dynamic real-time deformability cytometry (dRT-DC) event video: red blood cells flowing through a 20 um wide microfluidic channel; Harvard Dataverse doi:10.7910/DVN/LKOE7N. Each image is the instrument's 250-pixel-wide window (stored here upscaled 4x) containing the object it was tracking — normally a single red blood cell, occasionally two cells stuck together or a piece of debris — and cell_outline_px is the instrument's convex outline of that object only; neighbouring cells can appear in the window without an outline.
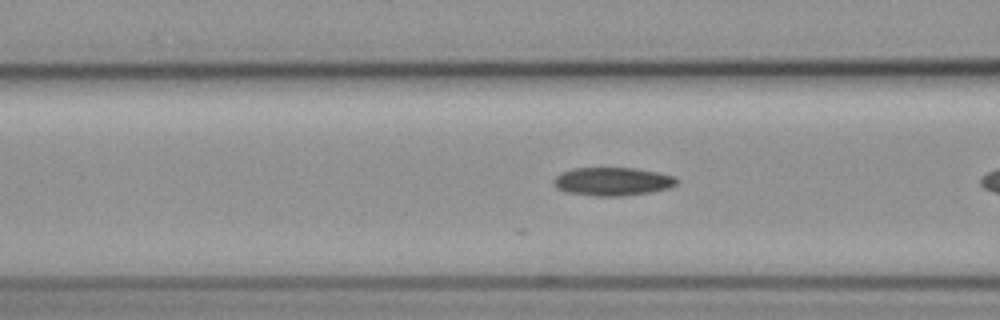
{"species": "common noctule bat (a hibernating species)", "species_latin": "Nyctalus noctula", "temperature_condition": "cold", "stored_images_in_passage": 7, "camera_frame_rate_fps": 3000, "um_per_image_px": 0.085, "animal": {"sex": "female", "body_mass_g": 19.3, "forearm_length_mm": 54.1}, "frame": {"image": 1, "passage_image": 5, "time_ms": 1.333, "image_size_px": [1000, 320], "cell_outline_px": [[676, 184], [668, 188], [648, 192], [620, 196], [596, 196], [568, 192], [556, 188], [552, 180], [556, 176], [572, 168], [636, 168], [656, 172], [672, 176], [676, 180]], "centroid_in_image_um": [52.02, 15.42], "position_along_channel_um": 114.6, "area_um2": 19.94}}